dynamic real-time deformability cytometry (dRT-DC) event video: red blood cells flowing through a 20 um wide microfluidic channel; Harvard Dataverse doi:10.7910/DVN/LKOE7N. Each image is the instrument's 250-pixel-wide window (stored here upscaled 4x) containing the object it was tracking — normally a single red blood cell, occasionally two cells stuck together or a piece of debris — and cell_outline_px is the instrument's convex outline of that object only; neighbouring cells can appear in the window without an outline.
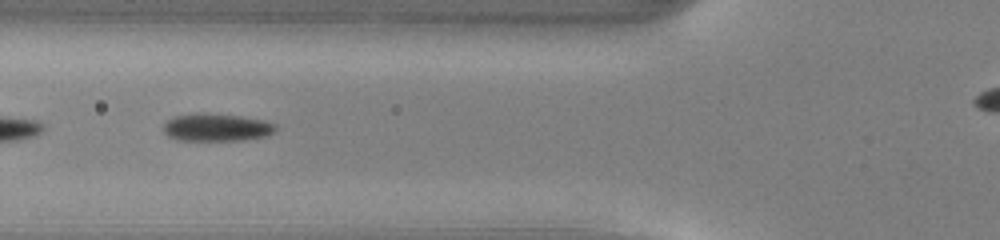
{"species": "common noctule bat (a hibernating species)", "species_latin": "Nyctalus noctula", "temperature_condition": "warm", "stored_images_in_passage": 30, "camera_frame_rate_fps": 3000, "um_per_image_px": 0.085, "animal": {"sex": "male", "body_mass_g": 13.0, "forearm_length_mm": 53.1}, "frame": {"image": 1, "passage_image": 4, "time_ms": 1.0, "image_size_px": [1000, 240], "cell_outline_px": [[276, 128], [272, 132], [264, 136], [244, 140], [176, 140], [168, 136], [164, 132], [164, 124], [168, 120], [176, 116], [240, 116], [264, 120], [276, 124]], "centroid_in_image_um": [18.44, 10.88], "position_along_channel_um": 107.4, "area_um2": 17.05}}
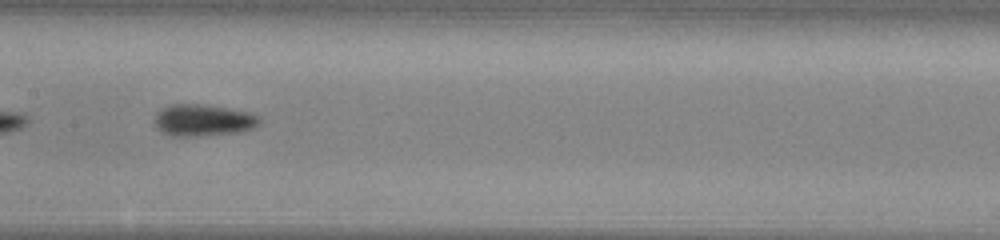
{"frame": {"image": 2, "passage_image": 10, "time_ms": 3.0, "image_size_px": [1000, 240], "cell_outline_px": [[260, 124], [252, 128], [236, 132], [196, 136], [172, 136], [164, 132], [156, 124], [156, 116], [160, 108], [168, 104], [204, 104], [248, 112], [260, 116]], "centroid_in_image_um": [17.28, 10.2], "position_along_channel_um": 190.1, "area_um2": 19.13}}
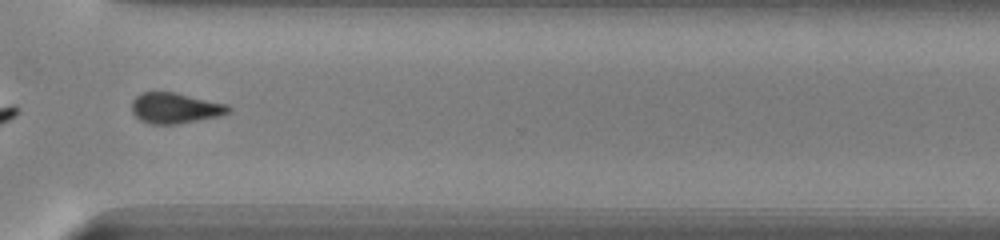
{"frame": {"image": 3, "passage_image": 22, "time_ms": 7.0, "image_size_px": [1000, 240], "cell_outline_px": [[232, 108], [228, 112], [220, 116], [176, 124], [148, 124], [140, 120], [132, 112], [132, 100], [140, 92], [176, 92], [228, 104]], "centroid_in_image_um": [14.88, 9.18], "position_along_channel_um": 355.7, "area_um2": 17.4}, "authors_computed_cell_mechanics": {"area_um2": 17.6579, "velocity_mm_per_s": 4.1416, "shape_relaxation_time_tau1_ms": 2.6625, "shape_relaxation_time_tau2_ms": 4.448, "deformation_change_tau1": 0.0974, "deformation_change_tau2": 0.1048}}